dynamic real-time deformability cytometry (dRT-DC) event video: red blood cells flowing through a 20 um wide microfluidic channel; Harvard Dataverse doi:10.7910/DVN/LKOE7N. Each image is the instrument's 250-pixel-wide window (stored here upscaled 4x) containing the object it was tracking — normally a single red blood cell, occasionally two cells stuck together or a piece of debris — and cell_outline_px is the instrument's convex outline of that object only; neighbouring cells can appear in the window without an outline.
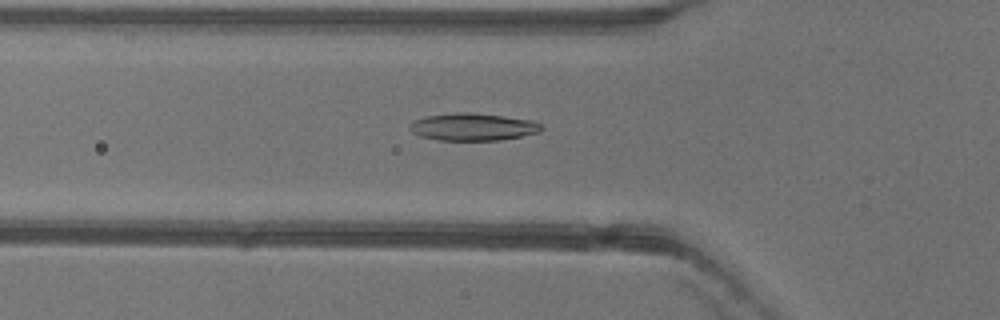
{"species": "common noctule bat (a hibernating species)", "species_latin": "Nyctalus noctula", "temperature_condition": "warm", "stored_images_in_passage": 45, "camera_frame_rate_fps": 3000, "um_per_image_px": 0.085, "animal": {"sex": "female"}, "frame": {"image": 1, "passage_image": 11, "time_ms": 3.333, "image_size_px": [1000, 320], "cell_outline_px": [[544, 128], [540, 132], [500, 140], [440, 140], [420, 136], [412, 132], [408, 128], [408, 124], [412, 120], [424, 116], [452, 112], [472, 112], [504, 116], [532, 120], [544, 124]], "centroid_in_image_um": [40.18, 10.77], "position_along_channel_um": 85.6, "area_um2": 21.39}}
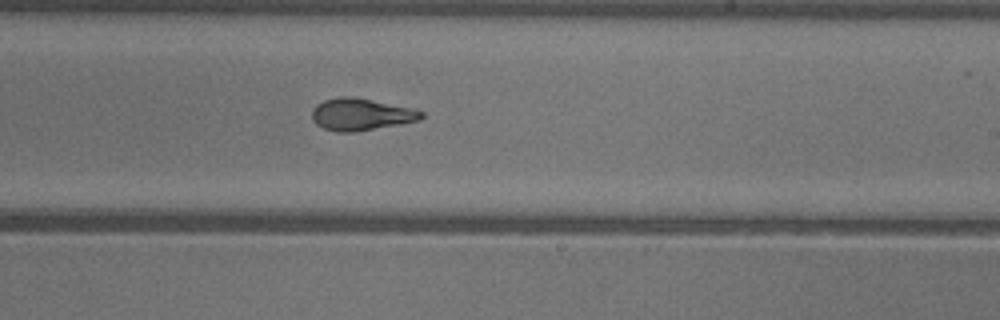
{"frame": {"image": 2, "passage_image": 24, "time_ms": 7.667, "image_size_px": [1000, 320], "cell_outline_px": [[424, 116], [420, 120], [400, 124], [356, 132], [336, 132], [324, 128], [316, 124], [312, 120], [312, 108], [316, 104], [324, 100], [336, 96], [356, 96], [412, 108], [424, 112]], "centroid_in_image_um": [30.67, 9.71], "position_along_channel_um": 258.3, "area_um2": 20.75}}
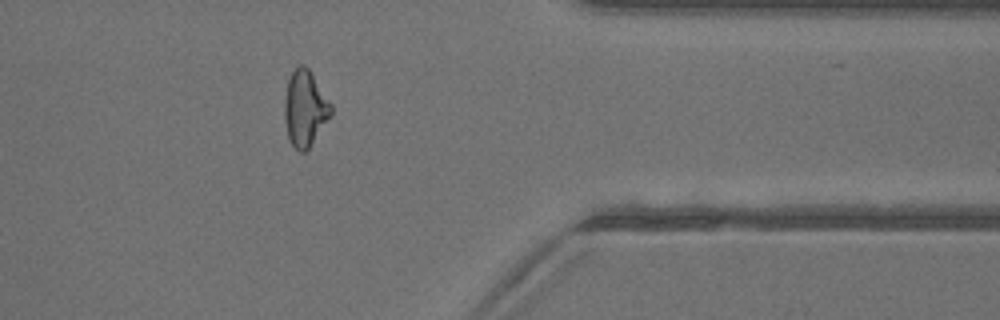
{"frame": {"image": 3, "passage_image": 35, "time_ms": 11.333, "image_size_px": [1000, 320], "cell_outline_px": [[332, 112], [308, 148], [304, 152], [300, 152], [292, 144], [288, 136], [284, 120], [284, 100], [288, 80], [292, 72], [300, 64], [304, 64], [308, 68], [332, 104]], "centroid_in_image_um": [25.9, 9.18], "position_along_channel_um": 385.5, "area_um2": 20.17}, "authors_computed_cell_mechanics": {"area_um2": 20.808, "velocity_mm_per_s": 3.966, "shape_relaxation_time_tau1_ms": 4.8894, "shape_relaxation_time_tau2_ms": 2.13, "deformation_change_tau1": 0.1945, "deformation_change_tau2": 0.098}}